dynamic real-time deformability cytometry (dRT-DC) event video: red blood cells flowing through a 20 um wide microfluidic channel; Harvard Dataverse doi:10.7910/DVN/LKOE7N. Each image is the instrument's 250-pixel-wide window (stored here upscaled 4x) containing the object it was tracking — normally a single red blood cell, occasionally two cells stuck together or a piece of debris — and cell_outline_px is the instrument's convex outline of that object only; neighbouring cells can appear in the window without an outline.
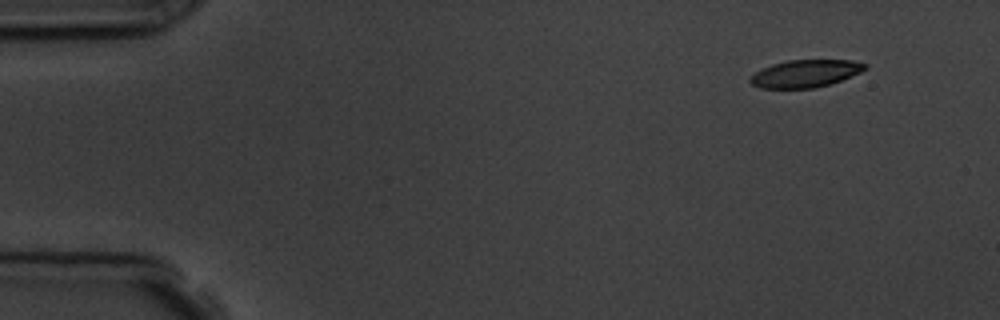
{"species": "common noctule bat (a hibernating species)", "species_latin": "Nyctalus noctula", "temperature_condition": "room temperature", "stored_images_in_passage": 4, "camera_frame_rate_fps": 3000, "um_per_image_px": 0.085, "animal": {"sex": "male", "body_mass_g": 19.5, "forearm_length_mm": 54.6}, "frame": {"image": 1, "passage_image": 1, "time_ms": 0.0, "image_size_px": [1000, 320], "cell_outline_px": [[868, 68], [860, 72], [840, 80], [828, 84], [812, 88], [760, 88], [752, 84], [748, 80], [756, 72], [772, 64], [788, 60], [852, 60], [868, 64]], "centroid_in_image_um": [68.47, 6.24], "position_along_channel_um": 16.5, "area_um2": 18.15}}
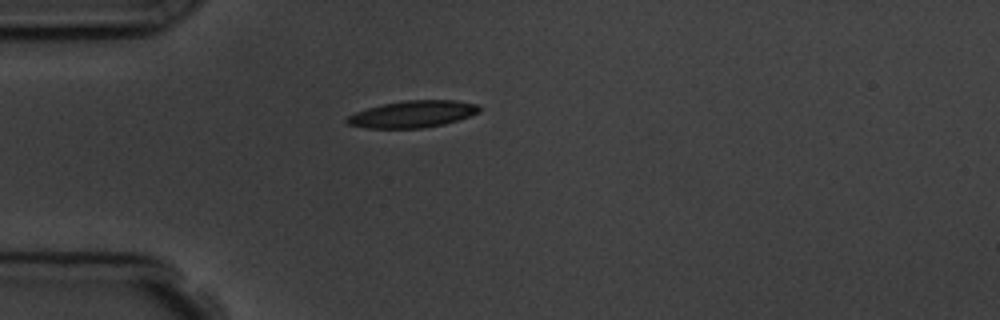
{"frame": {"image": 2, "passage_image": 4, "time_ms": 3.333, "image_size_px": [1000, 320], "cell_outline_px": [[480, 112], [444, 124], [424, 128], [368, 128], [348, 124], [344, 120], [348, 116], [356, 112], [368, 108], [384, 104], [404, 100], [456, 100], [476, 104], [480, 108]], "centroid_in_image_um": [35.07, 9.7], "position_along_channel_um": 49.9, "area_um2": 20.52}}